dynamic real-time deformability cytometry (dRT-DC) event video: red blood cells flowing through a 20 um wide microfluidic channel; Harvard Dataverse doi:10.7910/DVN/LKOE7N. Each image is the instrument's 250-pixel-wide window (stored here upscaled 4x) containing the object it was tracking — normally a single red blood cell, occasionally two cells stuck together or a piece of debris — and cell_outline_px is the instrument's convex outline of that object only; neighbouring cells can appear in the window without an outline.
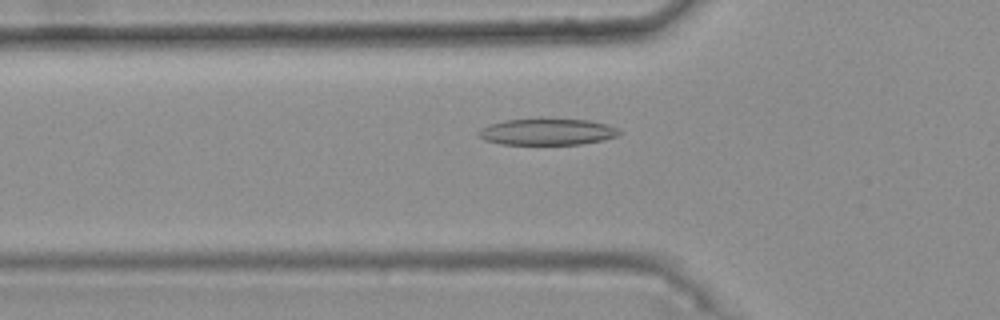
{"species": "common noctule bat (a hibernating species)", "species_latin": "Nyctalus noctula", "temperature_condition": "warm", "stored_images_in_passage": 39, "camera_frame_rate_fps": 3000, "um_per_image_px": 0.085, "animal": {"sex": "female", "body_mass_g": 25.1}, "frame": {"image": 1, "passage_image": 8, "time_ms": 2.333, "image_size_px": [1000, 320], "cell_outline_px": [[620, 136], [604, 140], [580, 144], [500, 144], [484, 140], [476, 132], [480, 128], [488, 124], [504, 120], [544, 116], [592, 120], [608, 124], [616, 128], [620, 132]], "centroid_in_image_um": [46.51, 11.15], "position_along_channel_um": 79.3, "area_um2": 22.77}}
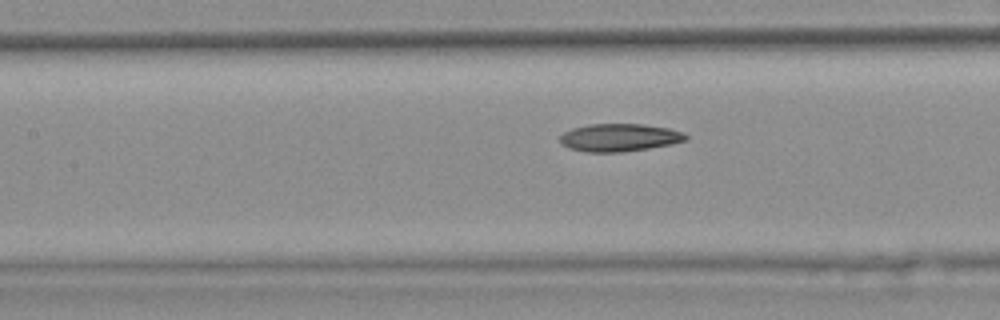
{"frame": {"image": 2, "passage_image": 14, "time_ms": 4.333, "image_size_px": [1000, 320], "cell_outline_px": [[688, 140], [672, 144], [648, 148], [620, 152], [588, 152], [568, 148], [560, 144], [560, 136], [564, 132], [572, 128], [588, 124], [644, 124], [668, 128], [684, 132], [688, 136]], "centroid_in_image_um": [52.65, 11.69], "position_along_channel_um": 154.7, "area_um2": 20.46}}
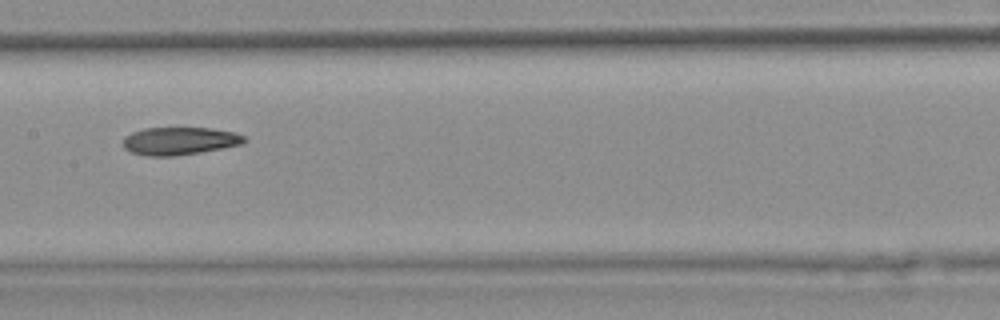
{"frame": {"image": 3, "passage_image": 17, "time_ms": 5.333, "image_size_px": [1000, 320], "cell_outline_px": [[248, 140], [244, 144], [200, 152], [172, 156], [148, 156], [132, 152], [124, 148], [124, 136], [132, 132], [144, 128], [212, 128], [236, 132], [244, 136]], "centroid_in_image_um": [15.3, 11.97], "position_along_channel_um": 192.1, "area_um2": 19.65}, "authors_computed_cell_mechanics": {"area_um2": 20.3456, "velocity_mm_per_s": 3.7462, "shape_relaxation_time_tau1_ms": null, "shape_relaxation_time_tau2_ms": 6.4885, "deformation_change_tau1": null, "deformation_change_tau2": 0.1277}}